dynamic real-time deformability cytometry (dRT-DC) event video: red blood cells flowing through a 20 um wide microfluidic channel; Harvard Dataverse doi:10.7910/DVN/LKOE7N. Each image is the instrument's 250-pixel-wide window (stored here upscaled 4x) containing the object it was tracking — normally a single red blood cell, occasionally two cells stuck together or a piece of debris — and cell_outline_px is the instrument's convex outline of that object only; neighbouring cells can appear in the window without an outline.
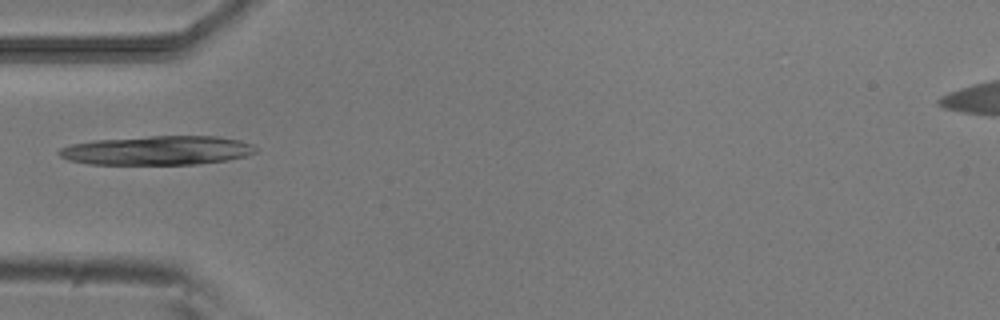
{"species": "common noctule bat (a hibernating species)", "species_latin": "Nyctalus noctula", "temperature_condition": "room temperature", "stored_images_in_passage": 36, "camera_frame_rate_fps": 3000, "um_per_image_px": 0.085, "animal": {"sex": "male", "body_mass_g": 20.5, "forearm_length_mm": 52.5}, "frame": {"image": 1, "passage_image": 1, "time_ms": 0.0, "image_size_px": [1000, 320], "cell_outline_px": [[256, 152], [244, 156], [228, 160], [200, 164], [88, 164], [68, 160], [60, 156], [56, 152], [60, 148], [72, 144], [92, 140], [152, 136], [220, 136], [240, 140], [252, 144], [256, 148]], "centroid_in_image_um": [13.37, 12.78], "position_along_channel_um": 71.6, "area_um2": 33.47}}
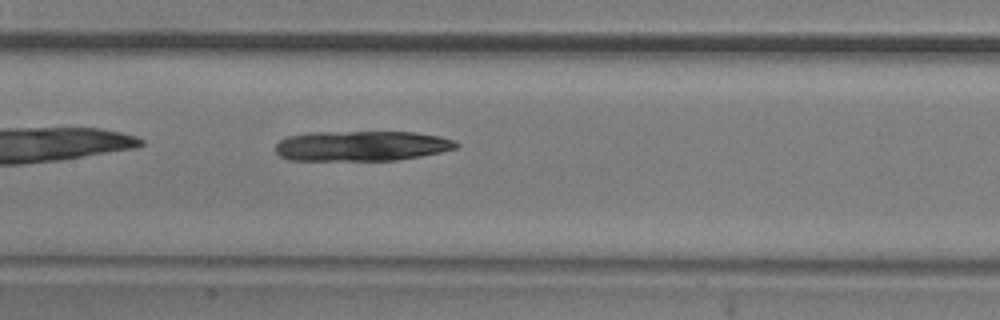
{"frame": {"image": 2, "passage_image": 9, "time_ms": 2.667, "image_size_px": [1000, 320], "cell_outline_px": [[460, 144], [456, 148], [440, 152], [420, 156], [396, 160], [288, 160], [280, 156], [276, 152], [276, 144], [280, 140], [288, 136], [308, 132], [416, 132], [440, 136], [452, 140]], "centroid_in_image_um": [30.71, 12.4], "position_along_channel_um": 176.7, "area_um2": 31.79}}
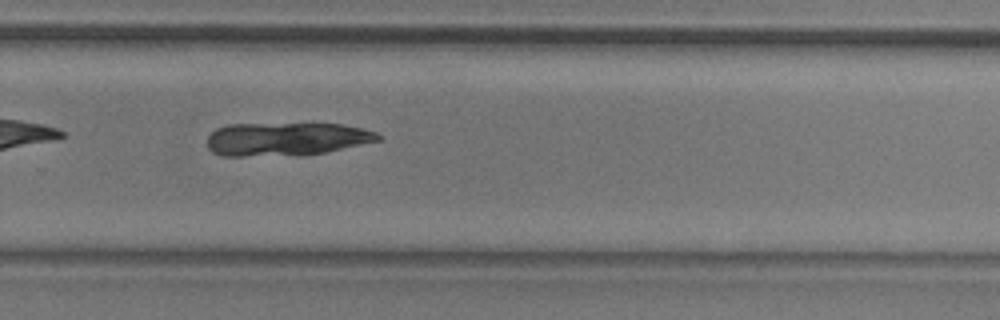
{"frame": {"image": 3, "passage_image": 19, "time_ms": 6.0, "image_size_px": [1000, 320], "cell_outline_px": [[380, 140], [324, 152], [304, 156], [224, 156], [212, 152], [208, 148], [208, 136], [216, 128], [228, 124], [340, 124], [360, 128], [376, 132], [380, 136]], "centroid_in_image_um": [24.28, 11.83], "position_along_channel_um": 305.5, "area_um2": 33.18}}